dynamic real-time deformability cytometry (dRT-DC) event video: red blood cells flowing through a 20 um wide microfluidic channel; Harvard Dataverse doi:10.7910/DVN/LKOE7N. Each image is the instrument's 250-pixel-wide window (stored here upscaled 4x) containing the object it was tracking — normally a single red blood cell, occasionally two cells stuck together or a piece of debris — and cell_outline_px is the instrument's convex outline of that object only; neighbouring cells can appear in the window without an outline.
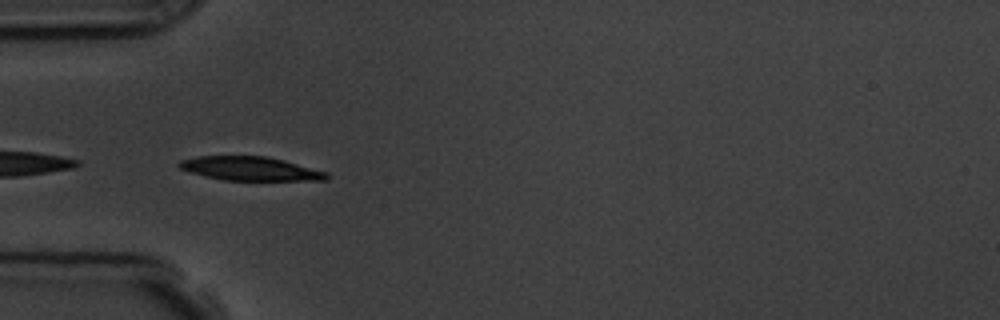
{"species": "common noctule bat (a hibernating species)", "species_latin": "Nyctalus noctula", "temperature_condition": "room temperature", "stored_images_in_passage": 6, "camera_frame_rate_fps": 3000, "um_per_image_px": 0.085, "animal": {"sex": "male", "body_mass_g": 19.5, "forearm_length_mm": 54.6}, "frame": {"image": 1, "passage_image": 5, "time_ms": 4.667, "image_size_px": [1000, 320], "cell_outline_px": [[328, 180], [224, 180], [188, 172], [180, 168], [176, 164], [180, 160], [196, 156], [268, 156], [284, 160], [328, 172]], "centroid_in_image_um": [21.25, 14.33], "position_along_channel_um": 63.7, "area_um2": 20.52}}